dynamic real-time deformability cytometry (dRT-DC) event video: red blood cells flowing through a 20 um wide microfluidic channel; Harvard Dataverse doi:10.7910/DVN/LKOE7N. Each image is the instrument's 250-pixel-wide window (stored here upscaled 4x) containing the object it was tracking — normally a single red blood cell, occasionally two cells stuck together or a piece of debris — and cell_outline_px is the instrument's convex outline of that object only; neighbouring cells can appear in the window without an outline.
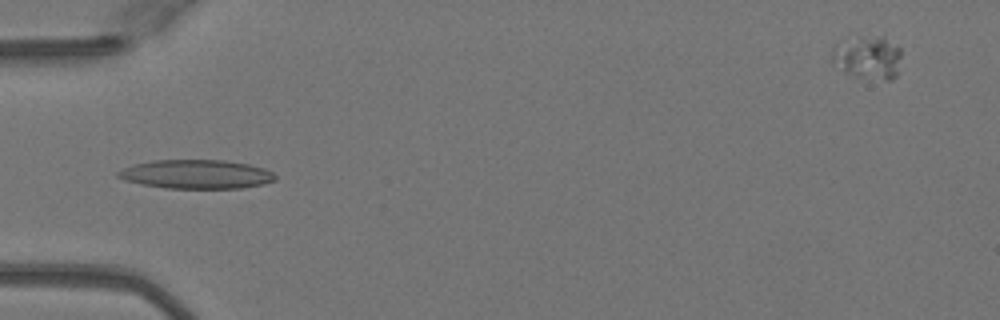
{"species": "Egyptian fruit bat (a non-hibernating species)", "species_latin": "Rousettus aegyptiacus", "temperature_condition": "warm", "stored_images_in_passage": 25, "camera_frame_rate_fps": 3000, "um_per_image_px": 0.085, "animal": {"sex": "female"}, "frame": {"image": 1, "passage_image": 6, "time_ms": 1.667, "image_size_px": [1000, 320], "cell_outline_px": [[276, 180], [264, 184], [240, 188], [164, 188], [140, 184], [124, 180], [116, 176], [116, 172], [124, 168], [136, 164], [152, 160], [224, 160], [248, 164], [264, 168], [272, 172], [276, 176]], "centroid_in_image_um": [16.68, 14.81], "position_along_channel_um": 68.3, "area_um2": 26.53}}
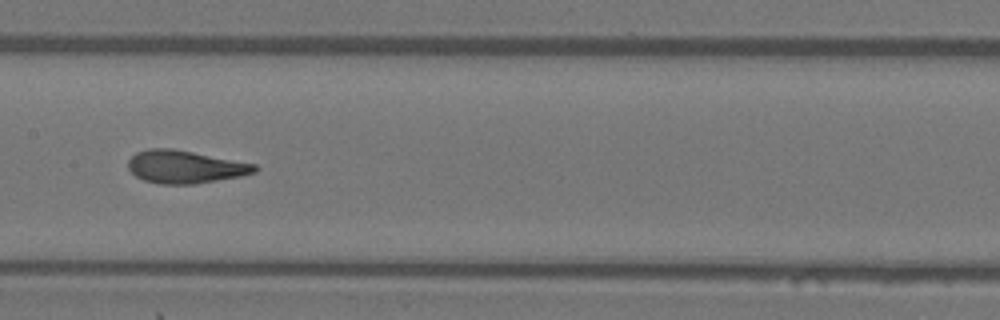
{"frame": {"image": 2, "passage_image": 15, "time_ms": 4.667, "image_size_px": [1000, 320], "cell_outline_px": [[260, 168], [256, 172], [240, 176], [192, 184], [160, 184], [144, 180], [136, 176], [128, 168], [128, 160], [136, 152], [148, 148], [172, 148], [256, 164]], "centroid_in_image_um": [15.72, 14.17], "position_along_channel_um": 191.7, "area_um2": 24.1}}
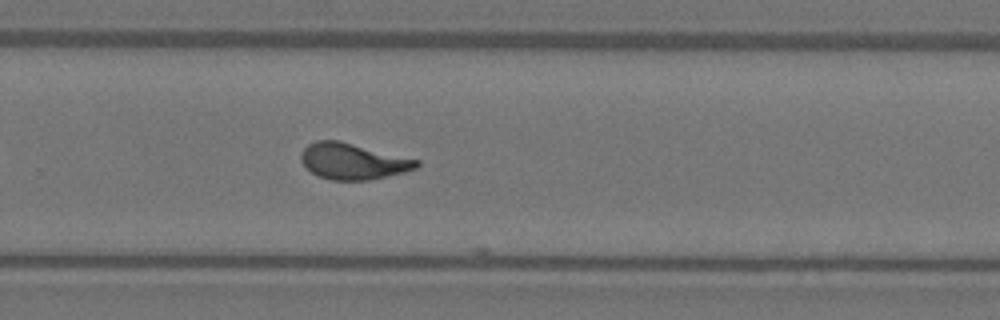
{"frame": {"image": 3, "passage_image": 23, "time_ms": 7.333, "image_size_px": [1000, 320], "cell_outline_px": [[420, 164], [416, 168], [404, 172], [372, 180], [332, 180], [320, 176], [312, 172], [300, 160], [300, 152], [308, 144], [316, 140], [340, 140], [420, 160]], "centroid_in_image_um": [30.01, 13.7], "position_along_channel_um": 299.8, "area_um2": 24.39}}